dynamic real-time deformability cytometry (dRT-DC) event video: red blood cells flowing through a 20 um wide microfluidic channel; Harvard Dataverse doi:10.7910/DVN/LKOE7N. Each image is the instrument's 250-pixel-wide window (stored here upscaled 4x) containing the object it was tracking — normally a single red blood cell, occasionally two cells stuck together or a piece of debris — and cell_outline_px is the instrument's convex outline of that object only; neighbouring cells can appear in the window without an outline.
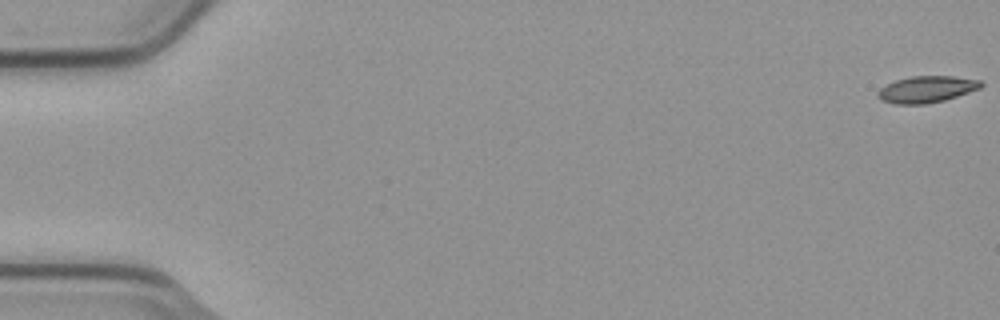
{"species": "common noctule bat (a hibernating species)", "species_latin": "Nyctalus noctula", "temperature_condition": "cold", "stored_images_in_passage": 3, "camera_frame_rate_fps": 3000, "um_per_image_px": 0.085, "animal": {"sex": "male", "body_mass_g": 23.1, "forearm_length_mm": 52.7}, "frame": {"image": 1, "passage_image": 1, "time_ms": 0.0, "image_size_px": [1000, 320], "cell_outline_px": [[984, 84], [980, 88], [944, 100], [924, 104], [896, 104], [880, 100], [876, 96], [876, 92], [880, 88], [896, 80], [912, 76], [952, 76], [980, 80]], "centroid_in_image_um": [78.73, 7.59], "position_along_channel_um": 6.3, "area_um2": 15.9}}